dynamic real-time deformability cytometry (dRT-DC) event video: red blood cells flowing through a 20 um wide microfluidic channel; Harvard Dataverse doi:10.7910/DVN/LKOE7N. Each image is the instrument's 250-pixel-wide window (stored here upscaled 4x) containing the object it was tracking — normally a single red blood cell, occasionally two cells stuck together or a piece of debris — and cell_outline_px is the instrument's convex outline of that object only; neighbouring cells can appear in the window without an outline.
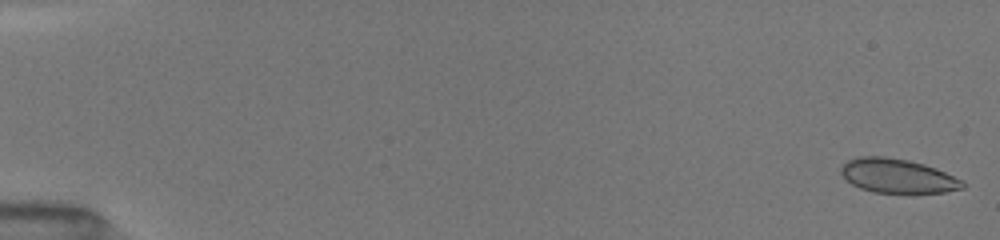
{"species": "common noctule bat (a hibernating species)", "species_latin": "Nyctalus noctula", "temperature_condition": "room temperature", "stored_images_in_passage": 50, "camera_frame_rate_fps": 3000, "um_per_image_px": 0.085, "animal": {"sex": "female", "body_mass_g": 19.5, "forearm_length_mm": 54.1}, "frame": {"image": 1, "passage_image": 1, "time_ms": 0.0, "image_size_px": [1000, 240], "cell_outline_px": [[964, 188], [944, 192], [912, 196], [908, 196], [872, 192], [860, 188], [852, 184], [840, 172], [840, 168], [848, 160], [860, 156], [884, 156], [908, 160], [924, 164], [936, 168], [964, 180]], "centroid_in_image_um": [76.35, 15.01], "position_along_channel_um": 8.7, "area_um2": 25.14}}
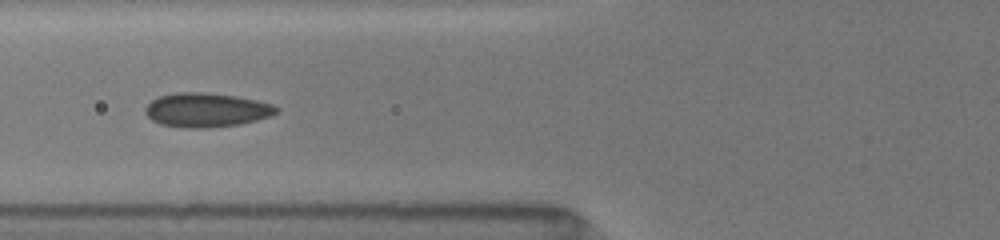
{"frame": {"image": 2, "passage_image": 24, "time_ms": 6.667, "image_size_px": [1000, 240], "cell_outline_px": [[280, 108], [276, 112], [268, 116], [256, 120], [240, 124], [208, 128], [180, 128], [160, 124], [152, 120], [144, 112], [144, 108], [152, 100], [160, 96], [176, 92], [204, 92], [236, 96], [256, 100], [272, 104]], "centroid_in_image_um": [17.51, 9.35], "position_along_channel_um": 108.3, "area_um2": 26.13}}
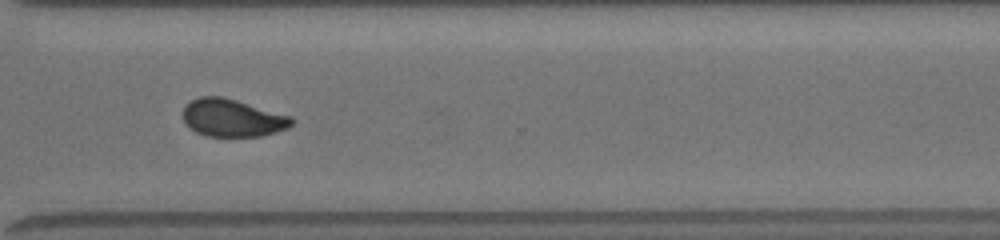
{"frame": {"image": 3, "passage_image": 49, "time_ms": 12.667, "image_size_px": [1000, 240], "cell_outline_px": [[296, 120], [288, 128], [260, 136], [204, 136], [196, 132], [184, 120], [184, 104], [200, 96], [224, 96], [292, 116]], "centroid_in_image_um": [19.78, 10.01], "position_along_channel_um": 350.8, "area_um2": 23.87}}